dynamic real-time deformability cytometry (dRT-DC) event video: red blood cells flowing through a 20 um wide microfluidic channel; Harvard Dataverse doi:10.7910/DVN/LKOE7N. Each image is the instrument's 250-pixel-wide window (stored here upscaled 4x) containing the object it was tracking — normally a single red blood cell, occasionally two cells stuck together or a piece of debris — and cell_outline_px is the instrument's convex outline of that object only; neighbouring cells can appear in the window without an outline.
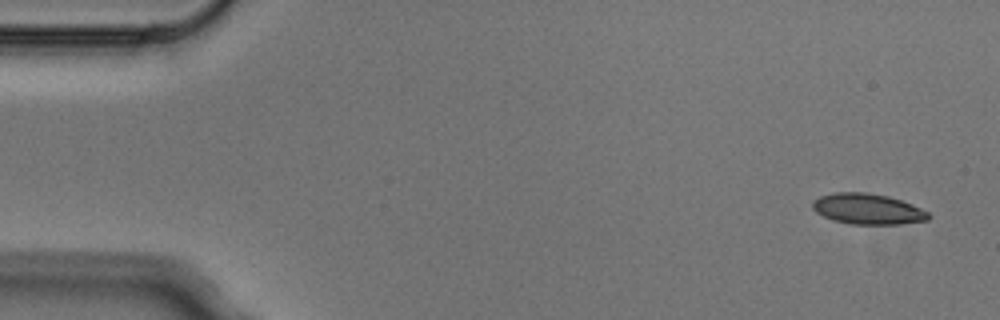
{"species": "Egyptian fruit bat (a non-hibernating species)", "species_latin": "Rousettus aegyptiacus", "temperature_condition": "cold", "stored_images_in_passage": 5, "camera_frame_rate_fps": 3000, "um_per_image_px": 0.085, "animal": {"sex": "male"}, "frame": {"image": 1, "passage_image": 1, "time_ms": 0.0, "image_size_px": [1000, 320], "cell_outline_px": [[932, 216], [928, 220], [900, 224], [852, 224], [832, 220], [816, 212], [812, 208], [812, 200], [820, 196], [836, 192], [864, 192], [888, 196], [912, 204], [928, 212]], "centroid_in_image_um": [73.75, 17.76], "position_along_channel_um": 11.3, "area_um2": 20.75}}